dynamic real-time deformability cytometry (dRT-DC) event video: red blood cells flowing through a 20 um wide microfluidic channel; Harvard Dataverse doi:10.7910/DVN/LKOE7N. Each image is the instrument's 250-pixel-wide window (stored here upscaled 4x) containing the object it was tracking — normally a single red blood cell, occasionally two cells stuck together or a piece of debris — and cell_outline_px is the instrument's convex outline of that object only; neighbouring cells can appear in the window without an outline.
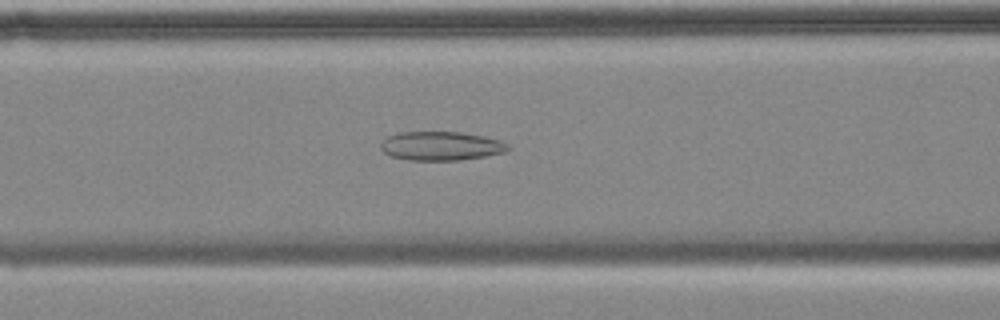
{"species": "common noctule bat (a hibernating species)", "species_latin": "Nyctalus noctula", "temperature_condition": "cold", "stored_images_in_passage": 56, "camera_frame_rate_fps": 3000, "um_per_image_px": 0.085, "animal": {"sex": "female", "body_mass_g": 18.4}, "frame": {"image": 1, "passage_image": 22, "time_ms": 7.0, "image_size_px": [1000, 320], "cell_outline_px": [[512, 148], [504, 152], [484, 156], [460, 160], [412, 160], [392, 156], [384, 152], [380, 148], [380, 144], [388, 136], [400, 132], [460, 132], [484, 136], [500, 140], [508, 144]], "centroid_in_image_um": [37.51, 12.4], "position_along_channel_um": 129.1, "area_um2": 21.33}}
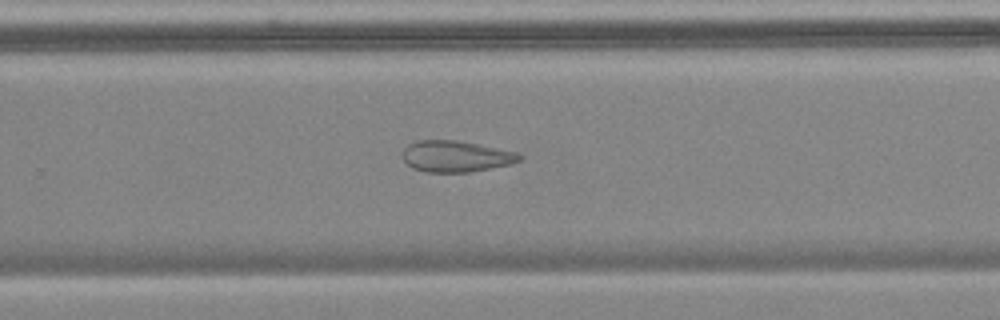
{"frame": {"image": 2, "passage_image": 36, "time_ms": 11.667, "image_size_px": [1000, 320], "cell_outline_px": [[524, 156], [520, 160], [508, 164], [468, 172], [424, 172], [412, 168], [404, 160], [404, 148], [408, 144], [416, 140], [456, 140], [516, 152]], "centroid_in_image_um": [38.71, 13.28], "position_along_channel_um": 291.1, "area_um2": 20.98}}
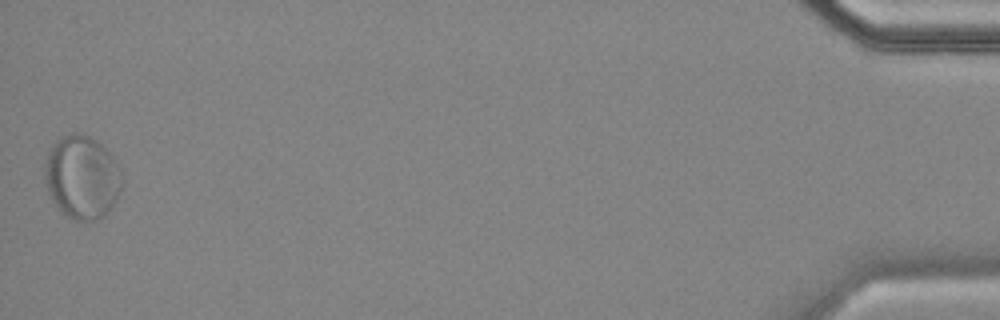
{"frame": {"image": 3, "passage_image": 56, "time_ms": 18.333, "image_size_px": [1000, 320], "cell_outline_px": [[124, 184], [116, 200], [104, 216], [96, 220], [76, 220], [60, 212], [52, 200], [48, 192], [44, 176], [44, 164], [48, 152], [52, 144], [60, 136], [72, 132], [88, 136], [96, 140], [112, 156], [120, 168], [124, 176]], "centroid_in_image_um": [6.97, 15.06], "position_along_channel_um": 428.2, "area_um2": 37.92}, "authors_computed_cell_mechanics": {"area_um2": 28.2064, "velocity_mm_per_s": 3.4833, "shape_relaxation_time_tau1_ms": null, "shape_relaxation_time_tau2_ms": 5.36, "deformation_change_tau1": null, "deformation_change_tau2": 0.128}}